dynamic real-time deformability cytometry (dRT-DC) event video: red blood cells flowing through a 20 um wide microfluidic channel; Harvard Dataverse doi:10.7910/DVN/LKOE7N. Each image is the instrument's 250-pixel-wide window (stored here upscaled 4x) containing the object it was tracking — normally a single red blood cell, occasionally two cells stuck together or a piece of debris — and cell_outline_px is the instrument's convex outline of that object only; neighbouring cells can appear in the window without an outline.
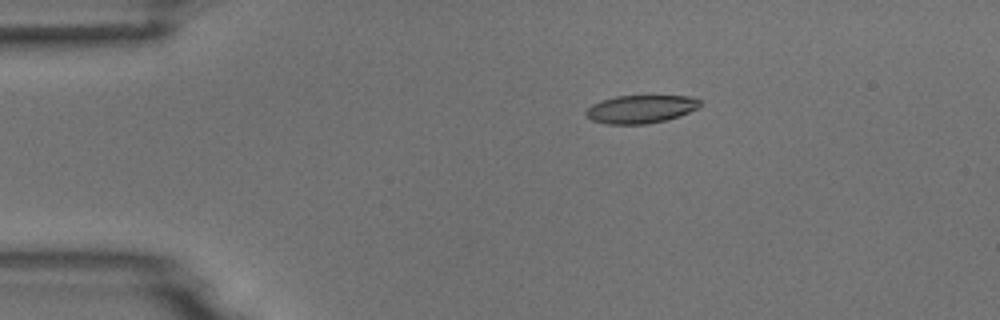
{"species": "common noctule bat (a hibernating species)", "species_latin": "Nyctalus noctula", "temperature_condition": "room temperature", "stored_images_in_passage": 5, "camera_frame_rate_fps": 3000, "um_per_image_px": 0.085, "animal": {"sex": "male", "body_mass_g": 18.8}, "frame": {"image": 1, "passage_image": 3, "time_ms": 2.667, "image_size_px": [1000, 320], "cell_outline_px": [[700, 108], [680, 116], [648, 124], [608, 124], [592, 120], [584, 116], [584, 112], [592, 104], [616, 96], [692, 96], [700, 100]], "centroid_in_image_um": [54.48, 9.28], "position_along_channel_um": 30.5, "area_um2": 18.73}}